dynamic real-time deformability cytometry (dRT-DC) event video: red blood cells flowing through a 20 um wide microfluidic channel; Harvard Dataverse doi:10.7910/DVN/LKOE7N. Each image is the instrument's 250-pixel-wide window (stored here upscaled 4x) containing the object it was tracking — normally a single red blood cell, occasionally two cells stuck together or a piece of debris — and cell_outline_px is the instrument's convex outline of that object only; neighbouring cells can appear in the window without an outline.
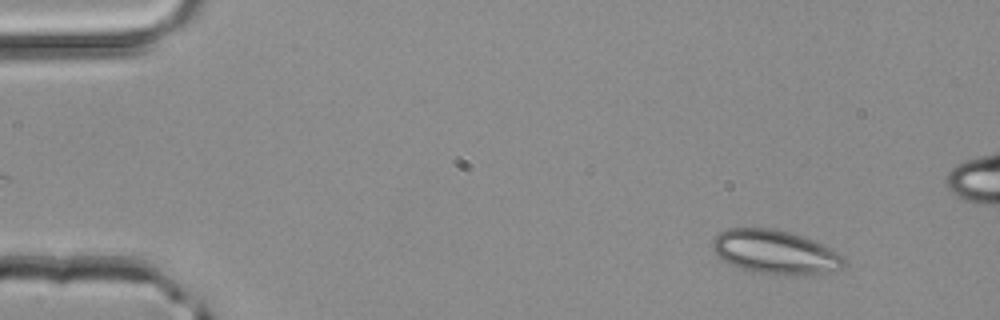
{"species": "common noctule bat (a hibernating species)", "species_latin": "Nyctalus noctula", "temperature_condition": "room temperature", "stored_images_in_passage": 3, "segment_of_instrument_passage": [2, 2], "camera_frame_rate_fps": 3000, "um_per_image_px": 0.085, "animal": {"sex": "male", "body_mass_g": 20.4}, "frame": {"image": 1, "passage_image": 3, "time_ms": 0.667, "image_size_px": [1000, 320], "cell_outline_px": [[844, 264], [840, 268], [820, 272], [792, 276], [776, 276], [728, 264], [712, 248], [712, 240], [720, 232], [728, 228], [772, 228], [804, 236], [836, 252], [844, 260]], "centroid_in_image_um": [65.83, 21.42], "position_along_channel_um": 19.2, "area_um2": 33.0}}